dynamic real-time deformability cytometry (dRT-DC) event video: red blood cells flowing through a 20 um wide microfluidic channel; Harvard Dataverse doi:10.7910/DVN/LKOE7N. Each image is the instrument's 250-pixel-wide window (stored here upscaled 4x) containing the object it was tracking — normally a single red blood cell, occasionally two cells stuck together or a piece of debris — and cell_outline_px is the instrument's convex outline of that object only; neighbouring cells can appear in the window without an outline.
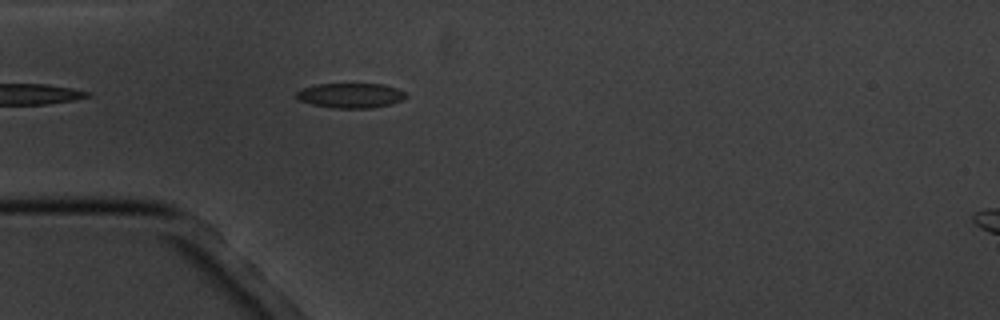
{"species": "common noctule bat (a hibernating species)", "species_latin": "Nyctalus noctula", "temperature_condition": "cold", "stored_images_in_passage": 2, "camera_frame_rate_fps": 3000, "um_per_image_px": 0.085, "animal": {"sex": "male", "body_mass_g": 20.1, "forearm_length_mm": 53.5}, "frame": {"image": 1, "passage_image": 2, "time_ms": 1.0, "image_size_px": [1000, 320], "cell_outline_px": [[408, 96], [404, 100], [392, 104], [372, 108], [332, 108], [312, 104], [300, 100], [296, 96], [296, 92], [300, 88], [316, 84], [384, 84], [396, 88], [404, 92]], "centroid_in_image_um": [29.82, 8.11], "position_along_channel_um": 55.2, "area_um2": 16.01}}